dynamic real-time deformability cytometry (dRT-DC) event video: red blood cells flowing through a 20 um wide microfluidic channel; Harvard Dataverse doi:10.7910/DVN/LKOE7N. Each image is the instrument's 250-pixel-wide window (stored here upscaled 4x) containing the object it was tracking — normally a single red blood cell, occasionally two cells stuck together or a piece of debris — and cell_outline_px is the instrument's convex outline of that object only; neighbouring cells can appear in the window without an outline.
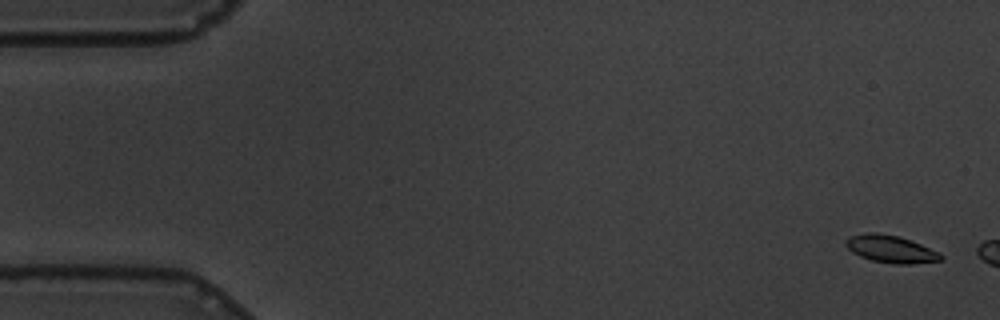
{"species": "common noctule bat (a hibernating species)", "species_latin": "Nyctalus noctula", "temperature_condition": "warm", "stored_images_in_passage": 7, "camera_frame_rate_fps": 3000, "um_per_image_px": 0.085, "animal": {"sex": "male", "body_mass_g": 19.5, "forearm_length_mm": 54.6}, "frame": {"image": 1, "passage_image": 2, "time_ms": 0.333, "image_size_px": [1000, 320], "cell_outline_px": [[944, 256], [940, 260], [912, 264], [896, 264], [872, 260], [860, 256], [852, 252], [844, 244], [844, 240], [852, 236], [868, 232], [876, 232], [900, 236], [940, 252]], "centroid_in_image_um": [75.71, 21.16], "position_along_channel_um": 9.3, "area_um2": 15.14}}